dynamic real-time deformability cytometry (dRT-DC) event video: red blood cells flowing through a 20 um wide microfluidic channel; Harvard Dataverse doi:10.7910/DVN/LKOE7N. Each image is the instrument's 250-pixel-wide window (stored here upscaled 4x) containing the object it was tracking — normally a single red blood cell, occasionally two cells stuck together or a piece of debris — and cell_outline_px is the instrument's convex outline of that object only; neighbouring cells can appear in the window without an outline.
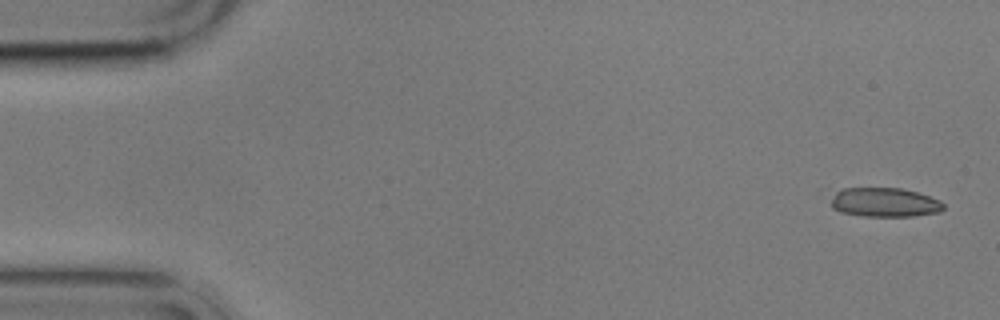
{"species": "common noctule bat (a hibernating species)", "species_latin": "Nyctalus noctula", "temperature_condition": "cold", "stored_images_in_passage": 4, "camera_frame_rate_fps": 3000, "um_per_image_px": 0.085, "animal": {"sex": "male", "body_mass_g": 17.9}, "frame": {"image": 1, "passage_image": 1, "time_ms": 0.0, "image_size_px": [1000, 320], "cell_outline_px": [[944, 208], [940, 212], [912, 216], [864, 216], [840, 212], [832, 208], [828, 188], [900, 188], [916, 192], [940, 200], [944, 204]], "centroid_in_image_um": [75.06, 17.18], "position_along_channel_um": 9.9, "area_um2": 19.65}}
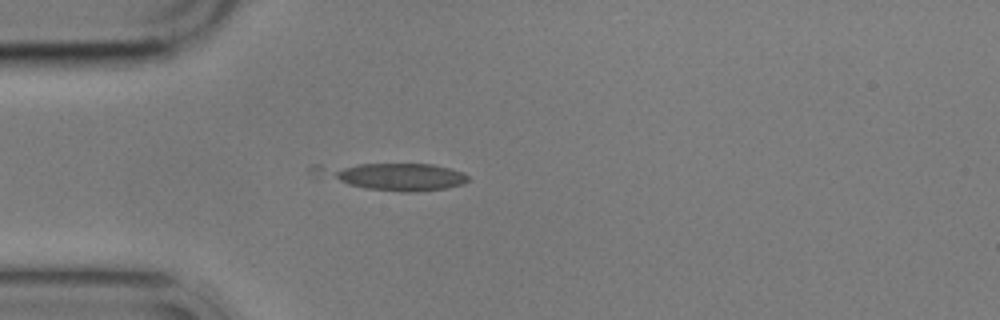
{"frame": {"image": 2, "passage_image": 4, "time_ms": 4.333, "image_size_px": [1000, 320], "cell_outline_px": [[468, 180], [464, 184], [444, 188], [412, 192], [404, 192], [364, 188], [312, 176], [308, 172], [308, 164], [432, 164], [464, 172], [468, 176]], "centroid_in_image_um": [33.22, 14.97], "position_along_channel_um": 51.8, "area_um2": 24.68}}